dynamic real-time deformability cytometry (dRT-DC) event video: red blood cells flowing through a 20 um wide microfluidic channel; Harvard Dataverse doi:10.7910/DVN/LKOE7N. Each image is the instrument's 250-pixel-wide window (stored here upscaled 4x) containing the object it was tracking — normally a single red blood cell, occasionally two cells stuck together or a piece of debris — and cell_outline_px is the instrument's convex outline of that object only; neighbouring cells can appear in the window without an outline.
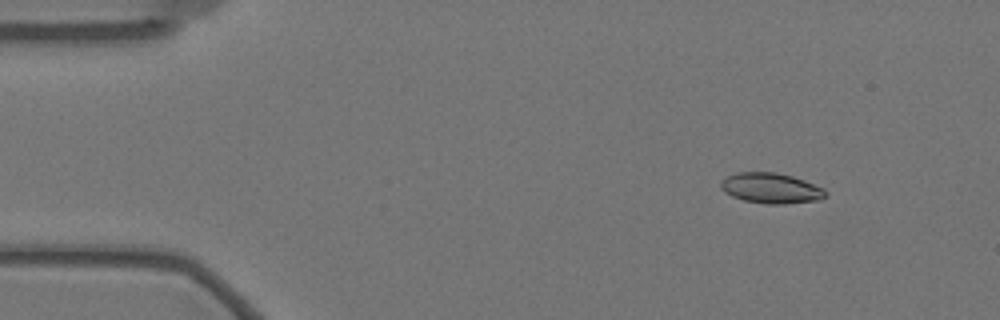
{"species": "Egyptian fruit bat (a non-hibernating species)", "species_latin": "Rousettus aegyptiacus", "temperature_condition": "warm", "stored_images_in_passage": 58, "camera_frame_rate_fps": 3000, "um_per_image_px": 0.085, "animal": {"sex": "female"}, "frame": {"image": 1, "passage_image": 7, "time_ms": 2.0, "image_size_px": [1000, 320], "cell_outline_px": [[828, 196], [820, 200], [784, 204], [768, 204], [744, 200], [732, 196], [724, 192], [720, 188], [720, 180], [736, 172], [776, 172], [792, 176], [804, 180], [824, 188], [828, 192]], "centroid_in_image_um": [65.55, 15.99], "position_along_channel_um": 19.4, "area_um2": 18.79}}
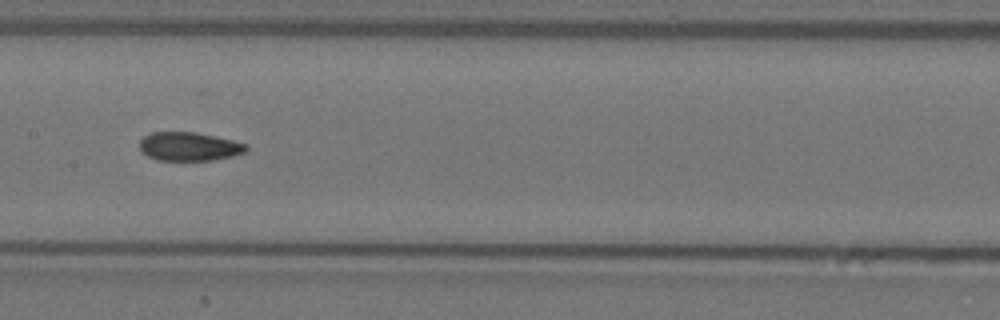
{"frame": {"image": 2, "passage_image": 29, "time_ms": 9.333, "image_size_px": [1000, 320], "cell_outline_px": [[248, 148], [244, 152], [232, 156], [212, 160], [156, 160], [140, 152], [140, 140], [144, 136], [152, 132], [196, 132], [232, 140], [248, 144]], "centroid_in_image_um": [16.05, 12.45], "position_along_channel_um": 191.3, "area_um2": 17.8}}
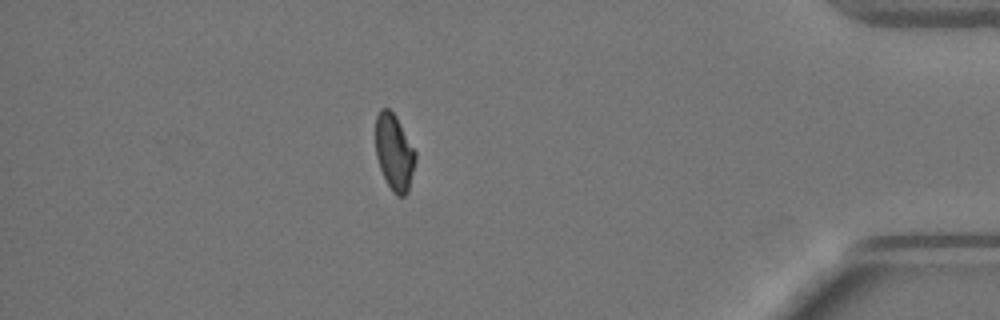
{"frame": {"image": 3, "passage_image": 51, "time_ms": 16.667, "image_size_px": [1000, 320], "cell_outline_px": [[416, 160], [408, 192], [404, 196], [396, 196], [392, 192], [380, 168], [376, 156], [376, 116], [380, 108], [388, 108], [396, 116], [416, 152]], "centroid_in_image_um": [33.52, 12.95], "position_along_channel_um": 401.7, "area_um2": 17.69}, "authors_computed_cell_mechanics": {"area_um2": 18.4671, "velocity_mm_per_s": 3.4733, "shape_relaxation_time_tau1_ms": null, "shape_relaxation_time_tau2_ms": 2.6344, "deformation_change_tau1": null, "deformation_change_tau2": 0.0685}}